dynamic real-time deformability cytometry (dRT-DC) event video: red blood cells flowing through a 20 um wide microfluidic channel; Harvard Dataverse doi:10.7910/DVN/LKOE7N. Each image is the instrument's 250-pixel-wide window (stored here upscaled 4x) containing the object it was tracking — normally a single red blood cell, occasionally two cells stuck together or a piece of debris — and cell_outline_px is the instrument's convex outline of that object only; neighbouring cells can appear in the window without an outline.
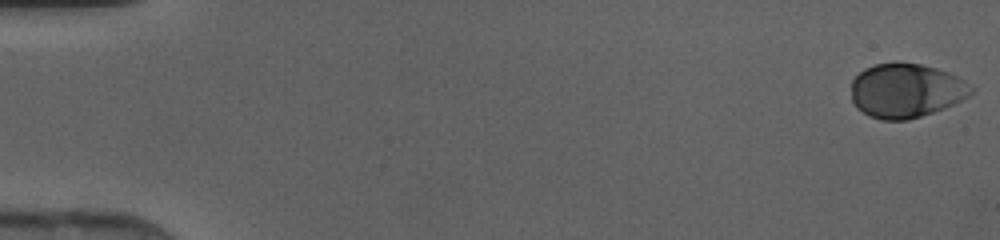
{"species": "human", "species_latin": "Homo sapiens", "temperature_condition": "cold", "stored_images_in_passage": 46, "camera_frame_rate_fps": 3000, "um_per_image_px": 0.085, "donor": {"sex": "female"}, "frame": {"image": 1, "passage_image": 1, "time_ms": 0.0, "image_size_px": [1000, 240], "cell_outline_px": [[976, 88], [968, 96], [944, 108], [908, 120], [880, 120], [868, 116], [856, 108], [852, 100], [852, 80], [864, 68], [872, 64], [920, 64], [936, 68], [948, 72], [964, 80]], "centroid_in_image_um": [77.0, 7.72], "position_along_channel_um": 8.0, "area_um2": 37.69}}
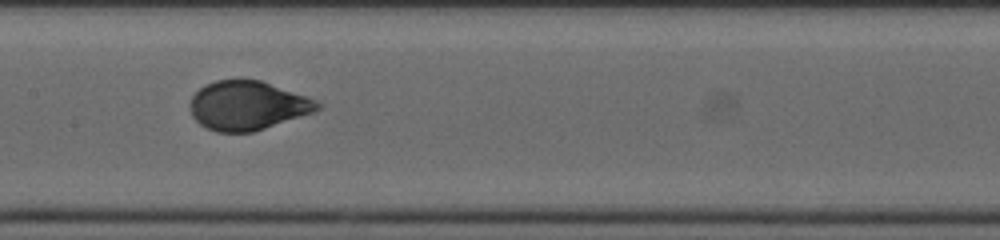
{"frame": {"image": 2, "passage_image": 24, "time_ms": 7.667, "image_size_px": [1000, 240], "cell_outline_px": [[324, 104], [320, 108], [312, 112], [252, 132], [216, 132], [200, 124], [192, 116], [188, 104], [192, 96], [204, 84], [216, 80], [260, 80], [316, 100]], "centroid_in_image_um": [20.99, 8.97], "position_along_channel_um": 186.4, "area_um2": 36.01}}
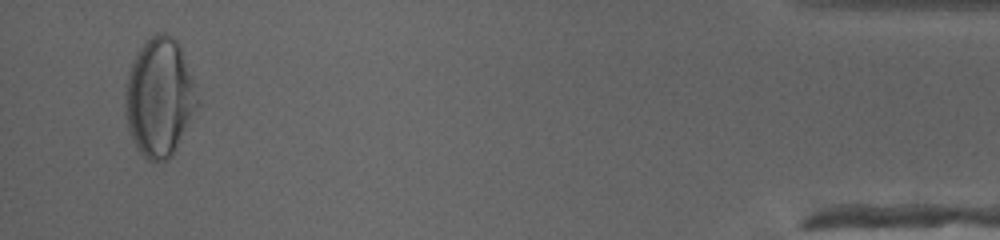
{"frame": {"image": 3, "passage_image": 45, "time_ms": 14.667, "image_size_px": [1000, 240], "cell_outline_px": [[200, 104], [172, 156], [164, 160], [152, 164], [136, 148], [132, 140], [128, 128], [124, 108], [124, 88], [128, 68], [136, 52], [156, 32], [164, 32], [172, 36], [176, 40], [180, 48], [200, 100]], "centroid_in_image_um": [13.52, 8.31], "position_along_channel_um": 421.7, "area_um2": 50.29}}